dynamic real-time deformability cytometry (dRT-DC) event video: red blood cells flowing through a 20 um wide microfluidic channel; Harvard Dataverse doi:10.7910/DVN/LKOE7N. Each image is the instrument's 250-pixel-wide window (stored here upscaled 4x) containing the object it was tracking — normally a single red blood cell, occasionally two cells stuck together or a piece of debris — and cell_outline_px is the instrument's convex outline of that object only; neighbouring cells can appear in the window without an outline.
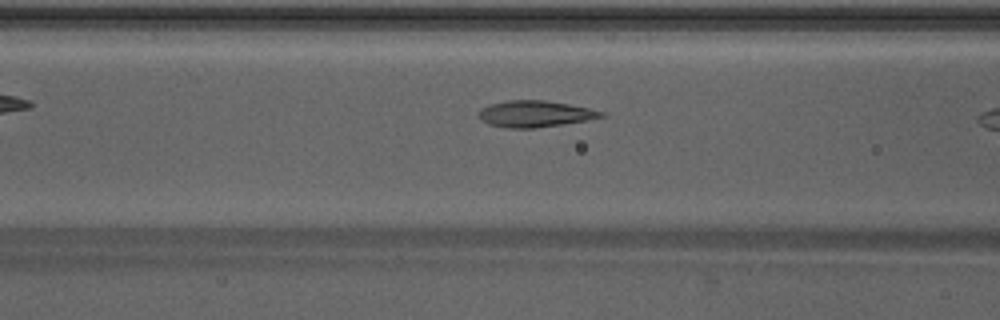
{"species": "Egyptian fruit bat (a non-hibernating species)", "species_latin": "Rousettus aegyptiacus", "temperature_condition": "warm", "stored_images_in_passage": 5, "camera_frame_rate_fps": 3000, "um_per_image_px": 0.085, "animal": {"sex": "male"}, "frame": {"image": 1, "passage_image": 4, "time_ms": 1.0, "image_size_px": [1000, 320], "cell_outline_px": [[608, 116], [564, 124], [536, 128], [508, 128], [488, 124], [480, 120], [476, 116], [476, 112], [480, 108], [488, 104], [508, 100], [544, 100], [568, 104], [588, 108], [604, 112]], "centroid_in_image_um": [45.41, 9.68], "position_along_channel_um": 121.2, "area_um2": 19.13}}